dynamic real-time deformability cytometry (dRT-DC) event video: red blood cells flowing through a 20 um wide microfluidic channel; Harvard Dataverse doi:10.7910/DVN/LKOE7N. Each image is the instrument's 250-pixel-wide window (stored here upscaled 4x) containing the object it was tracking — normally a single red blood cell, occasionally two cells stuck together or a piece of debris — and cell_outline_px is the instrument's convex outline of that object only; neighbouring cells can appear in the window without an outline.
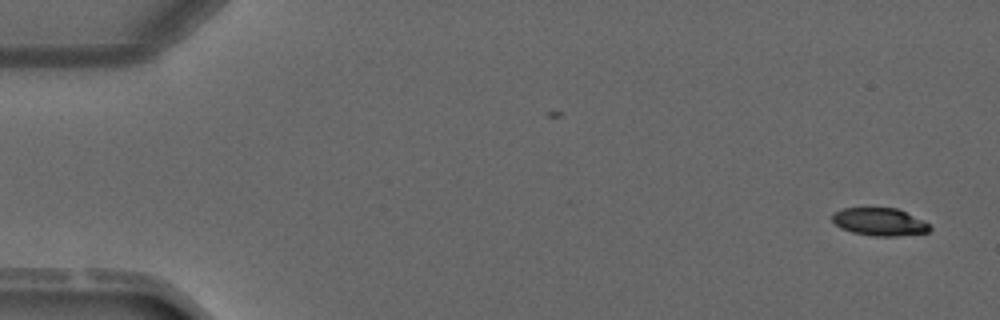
{"species": "common noctule bat (a hibernating species)", "species_latin": "Nyctalus noctula", "temperature_condition": "warm", "stored_images_in_passage": 4, "camera_frame_rate_fps": 3000, "um_per_image_px": 0.085, "animal": {"sex": "male", "forearm_length_mm": 52.5}, "frame": {"image": 1, "passage_image": 1, "time_ms": 0.0, "image_size_px": [1000, 320], "cell_outline_px": [[932, 228], [928, 232], [896, 236], [876, 236], [852, 232], [840, 228], [832, 220], [832, 212], [844, 208], [896, 208], [924, 220]], "centroid_in_image_um": [74.75, 18.85], "position_along_channel_um": 10.2, "area_um2": 15.72}}
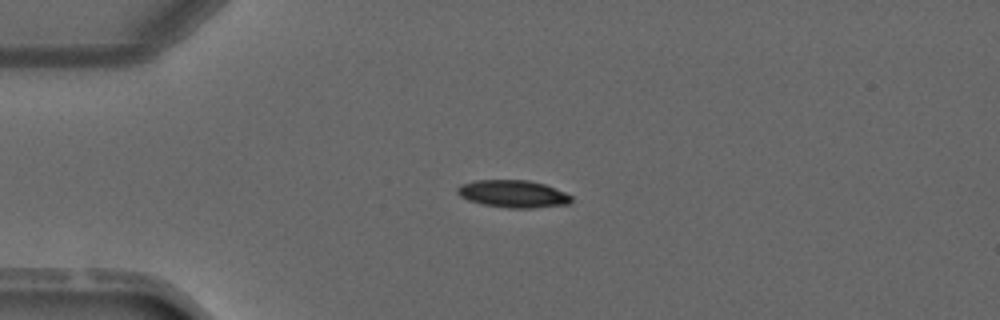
{"frame": {"image": 2, "passage_image": 3, "time_ms": 3.0, "image_size_px": [1000, 320], "cell_outline_px": [[572, 200], [568, 204], [532, 208], [508, 208], [484, 204], [468, 200], [460, 196], [456, 192], [456, 188], [460, 184], [476, 180], [528, 180], [544, 184], [564, 192], [572, 196]], "centroid_in_image_um": [43.59, 16.47], "position_along_channel_um": 41.4, "area_um2": 18.15}}
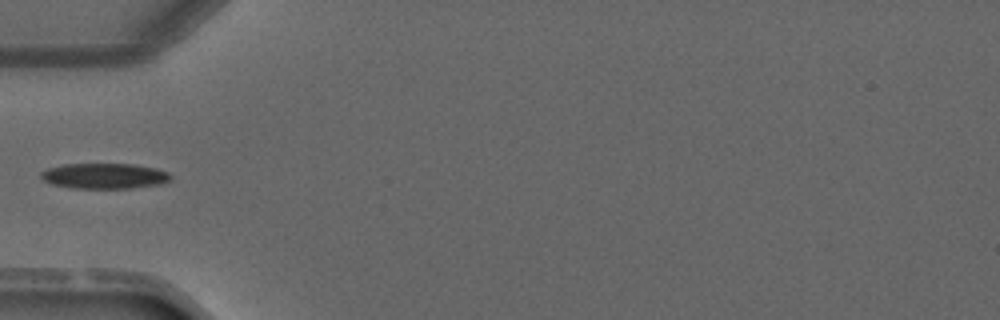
{"frame": {"image": 3, "passage_image": 4, "time_ms": 4.333, "image_size_px": [1000, 320], "cell_outline_px": [[172, 176], [168, 180], [160, 184], [132, 188], [72, 188], [52, 184], [44, 180], [40, 176], [40, 172], [48, 168], [64, 164], [136, 164], [156, 168], [168, 172]], "centroid_in_image_um": [8.87, 14.95], "position_along_channel_um": 76.1, "area_um2": 19.25}}